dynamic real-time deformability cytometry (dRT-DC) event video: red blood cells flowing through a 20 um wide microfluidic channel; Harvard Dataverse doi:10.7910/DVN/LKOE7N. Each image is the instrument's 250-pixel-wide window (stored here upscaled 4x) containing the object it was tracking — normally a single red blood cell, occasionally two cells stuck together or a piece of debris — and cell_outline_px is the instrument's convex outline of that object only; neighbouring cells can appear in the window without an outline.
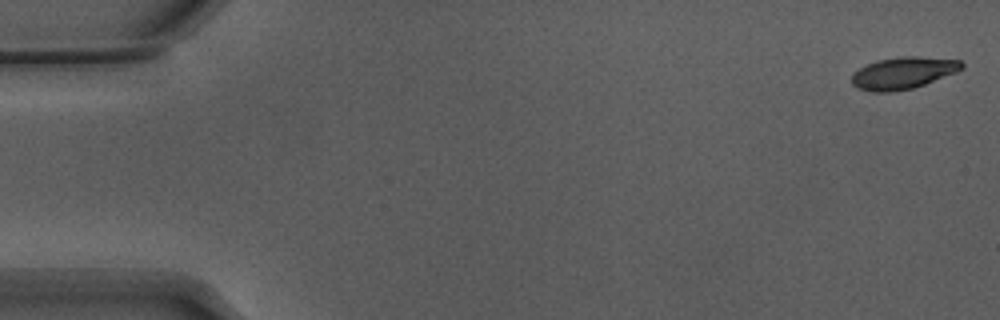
{"species": "Egyptian fruit bat (a non-hibernating species)", "species_latin": "Rousettus aegyptiacus", "temperature_condition": "warm", "stored_images_in_passage": 20, "camera_frame_rate_fps": 3000, "um_per_image_px": 0.085, "animal": {"sex": "male"}, "frame": {"image": 1, "passage_image": 1, "time_ms": 0.0, "image_size_px": [1000, 320], "cell_outline_px": [[964, 68], [956, 72], [924, 84], [912, 88], [892, 92], [872, 92], [856, 88], [852, 84], [852, 76], [860, 68], [876, 60], [900, 56], [916, 56], [960, 60], [964, 64]], "centroid_in_image_um": [76.76, 6.2], "position_along_channel_um": 8.2, "area_um2": 20.4}}
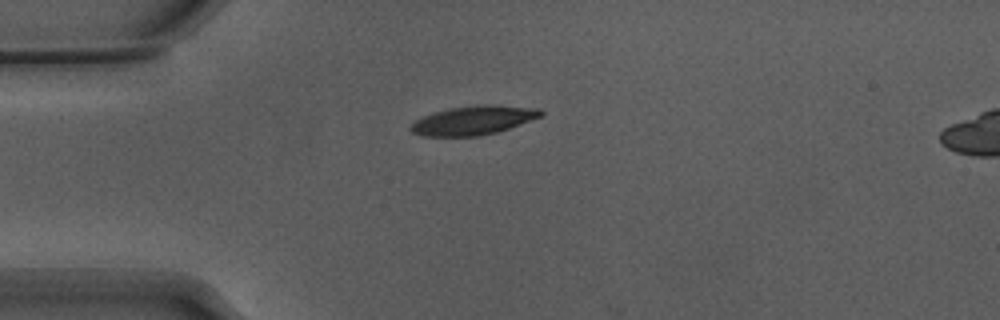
{"frame": {"image": 2, "passage_image": 14, "time_ms": 4.333, "image_size_px": [1000, 320], "cell_outline_px": [[544, 112], [540, 116], [508, 128], [496, 132], [480, 136], [420, 136], [412, 132], [408, 128], [416, 120], [432, 112], [452, 108], [476, 104], [536, 108]], "centroid_in_image_um": [40.16, 10.23], "position_along_channel_um": 44.8, "area_um2": 21.56}}
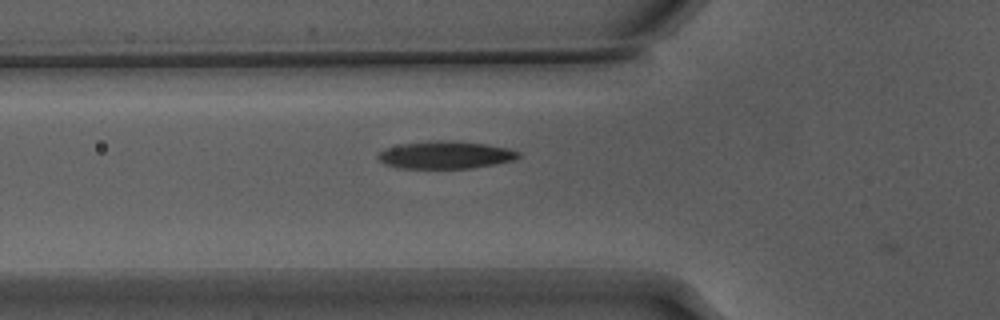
{"frame": {"image": 3, "passage_image": 19, "time_ms": 6.0, "image_size_px": [1000, 320], "cell_outline_px": [[520, 156], [516, 160], [472, 168], [400, 168], [384, 164], [376, 156], [384, 148], [400, 144], [428, 140], [440, 140], [484, 144], [508, 148], [520, 152]], "centroid_in_image_um": [37.84, 13.17], "position_along_channel_um": 88.0, "area_um2": 22.54}}